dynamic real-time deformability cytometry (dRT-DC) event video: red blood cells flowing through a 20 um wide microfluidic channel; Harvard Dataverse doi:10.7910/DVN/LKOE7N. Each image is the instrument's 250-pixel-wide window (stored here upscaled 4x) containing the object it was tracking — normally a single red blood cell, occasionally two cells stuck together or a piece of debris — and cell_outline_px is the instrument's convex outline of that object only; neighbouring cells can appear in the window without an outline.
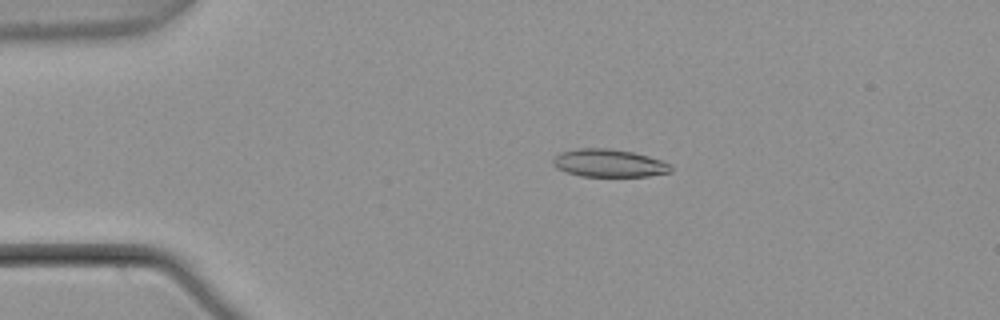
{"species": "common noctule bat (a hibernating species)", "species_latin": "Nyctalus noctula", "temperature_condition": "warm", "stored_images_in_passage": 5, "camera_frame_rate_fps": 3000, "um_per_image_px": 0.085, "animal": {"sex": "male", "body_mass_g": 21.5, "forearm_length_mm": 52.0}, "frame": {"image": 1, "passage_image": 4, "time_ms": 1.0, "image_size_px": [1000, 320], "cell_outline_px": [[672, 172], [648, 176], [580, 176], [556, 168], [552, 164], [552, 160], [560, 152], [580, 148], [608, 148], [632, 152], [648, 156], [660, 160], [668, 164], [672, 168]], "centroid_in_image_um": [51.74, 13.87], "position_along_channel_um": 33.3, "area_um2": 18.96}}